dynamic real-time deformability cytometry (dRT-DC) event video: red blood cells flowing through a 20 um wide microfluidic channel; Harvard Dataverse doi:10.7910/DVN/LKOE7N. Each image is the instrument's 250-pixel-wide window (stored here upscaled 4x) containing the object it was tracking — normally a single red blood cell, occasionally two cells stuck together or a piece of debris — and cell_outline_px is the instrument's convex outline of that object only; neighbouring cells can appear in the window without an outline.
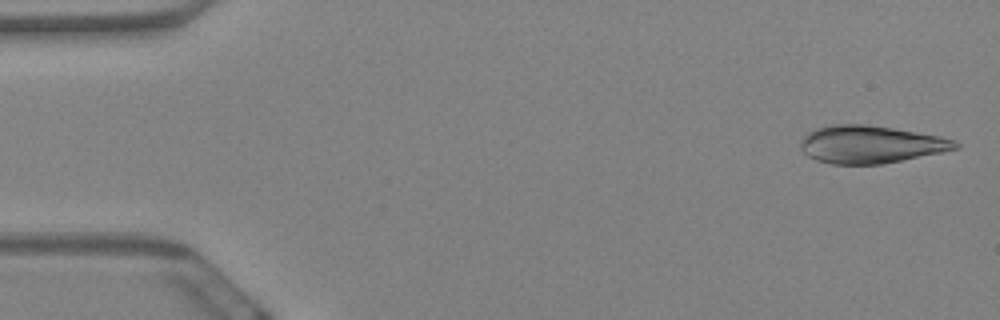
{"species": "Egyptian fruit bat (a non-hibernating species)", "species_latin": "Rousettus aegyptiacus", "temperature_condition": "warm", "stored_images_in_passage": 58, "camera_frame_rate_fps": 3000, "um_per_image_px": 0.085, "animal": {"sex": "female"}, "frame": {"image": 1, "passage_image": 2, "time_ms": 0.333, "image_size_px": [1000, 320], "cell_outline_px": [[960, 148], [944, 152], [880, 164], [832, 164], [816, 160], [808, 156], [800, 148], [800, 144], [804, 136], [808, 132], [816, 128], [832, 124], [864, 124], [892, 128], [940, 136], [952, 140], [960, 144]], "centroid_in_image_um": [73.99, 12.27], "position_along_channel_um": 11.0, "area_um2": 33.81}}
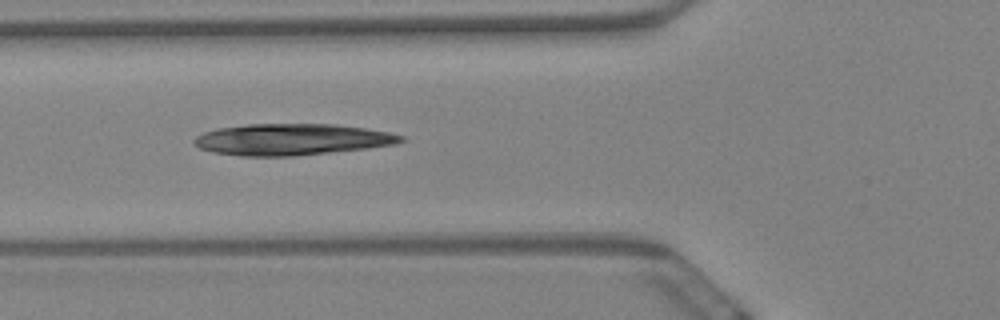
{"frame": {"image": 2, "passage_image": 21, "time_ms": 6.667, "image_size_px": [1000, 320], "cell_outline_px": [[404, 140], [396, 144], [368, 148], [292, 156], [240, 156], [212, 152], [200, 148], [192, 140], [196, 136], [204, 132], [216, 128], [248, 124], [336, 124], [364, 128], [388, 132], [404, 136]], "centroid_in_image_um": [24.78, 11.85], "position_along_channel_um": 101.0, "area_um2": 37.8}}
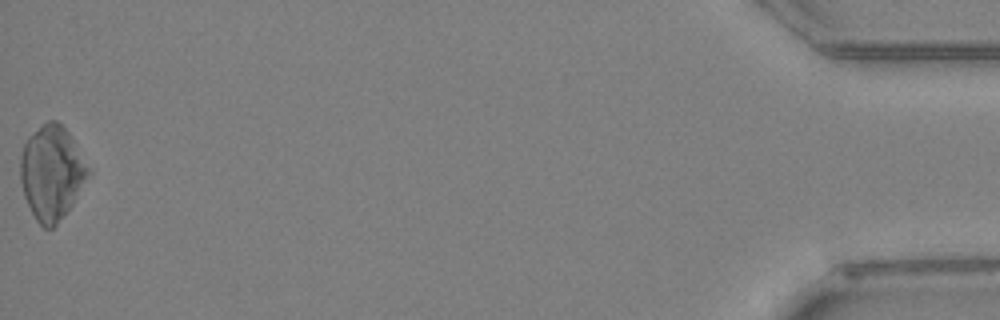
{"frame": {"image": 3, "passage_image": 58, "time_ms": 19.0, "image_size_px": [1000, 320], "cell_outline_px": [[92, 172], [72, 204], [56, 224], [52, 228], [44, 228], [36, 220], [24, 196], [20, 180], [20, 156], [24, 144], [28, 136], [48, 120], [56, 120], [68, 132], [92, 168]], "centroid_in_image_um": [4.41, 14.66], "position_along_channel_um": 430.8, "area_um2": 37.28}}